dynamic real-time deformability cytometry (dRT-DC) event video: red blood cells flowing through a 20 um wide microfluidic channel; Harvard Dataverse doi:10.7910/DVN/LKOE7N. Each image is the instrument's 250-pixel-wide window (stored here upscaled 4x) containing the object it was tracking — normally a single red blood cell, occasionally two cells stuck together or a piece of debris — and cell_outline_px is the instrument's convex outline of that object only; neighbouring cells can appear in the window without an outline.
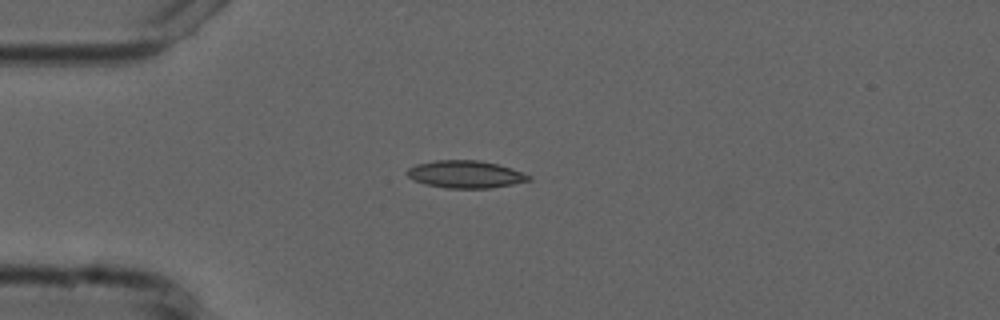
{"species": "common noctule bat (a hibernating species)", "species_latin": "Nyctalus noctula", "temperature_condition": "cold", "stored_images_in_passage": 6, "camera_frame_rate_fps": 3000, "um_per_image_px": 0.085, "animal": {"sex": "male", "forearm_length_mm": 52.5}, "frame": {"image": 1, "passage_image": 3, "time_ms": 3.333, "image_size_px": [1000, 320], "cell_outline_px": [[532, 180], [492, 188], [444, 188], [424, 184], [412, 180], [404, 172], [408, 168], [416, 164], [436, 160], [480, 160], [512, 168], [532, 176]], "centroid_in_image_um": [39.54, 14.82], "position_along_channel_um": 45.5, "area_um2": 19.65}}
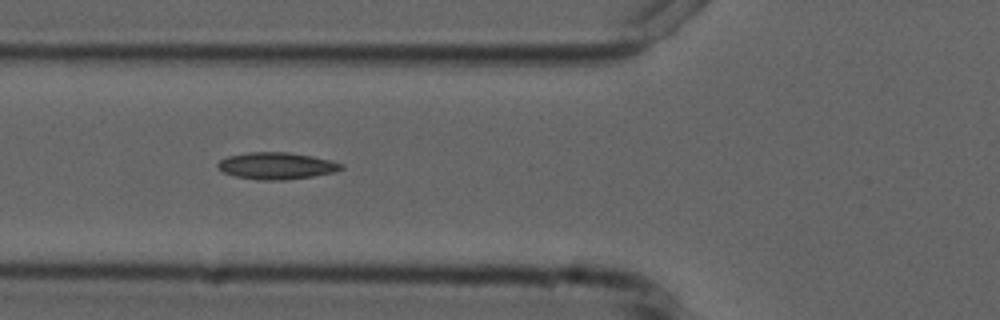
{"frame": {"image": 2, "passage_image": 5, "time_ms": 5.333, "image_size_px": [1000, 320], "cell_outline_px": [[344, 168], [332, 172], [312, 176], [284, 180], [260, 180], [236, 176], [224, 172], [216, 164], [220, 160], [228, 156], [248, 152], [288, 152], [312, 156], [332, 160], [344, 164]], "centroid_in_image_um": [23.52, 14.08], "position_along_channel_um": 102.3, "area_um2": 19.19}}
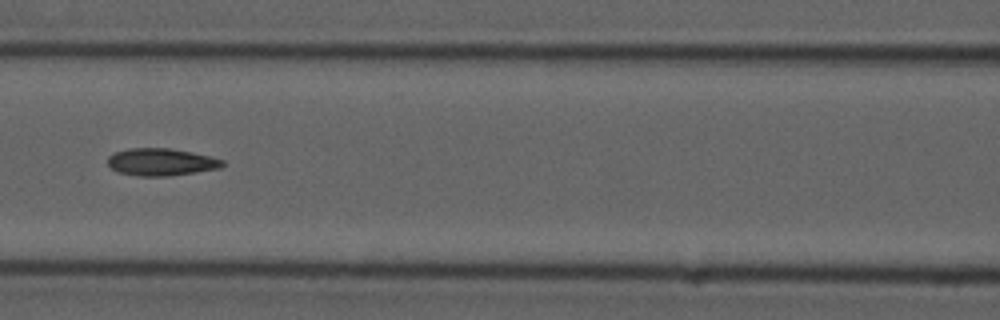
{"frame": {"image": 3, "passage_image": 6, "time_ms": 6.667, "image_size_px": [1000, 320], "cell_outline_px": [[224, 164], [220, 168], [196, 172], [168, 176], [136, 176], [120, 172], [112, 168], [108, 164], [108, 156], [116, 152], [128, 148], [168, 148], [192, 152], [224, 160]], "centroid_in_image_um": [13.7, 13.77], "position_along_channel_um": 152.9, "area_um2": 18.15}}